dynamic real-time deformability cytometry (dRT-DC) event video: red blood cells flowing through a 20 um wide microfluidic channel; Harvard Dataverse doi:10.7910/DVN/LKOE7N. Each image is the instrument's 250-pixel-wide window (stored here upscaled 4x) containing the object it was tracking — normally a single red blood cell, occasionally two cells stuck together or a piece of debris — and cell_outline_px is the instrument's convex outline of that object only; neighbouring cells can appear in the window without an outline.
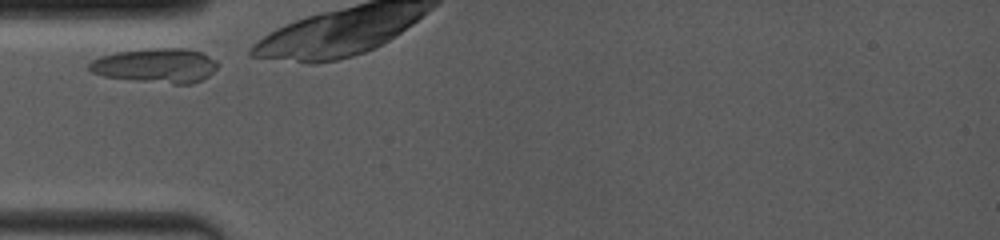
{"species": "common noctule bat (a hibernating species)", "species_latin": "Nyctalus noctula", "temperature_condition": "room temperature", "stored_images_in_passage": 5, "camera_frame_rate_fps": 4000, "um_per_image_px": 0.085, "animal": {"sex": "female", "body_mass_g": 19.0, "forearm_length_mm": 53.3}, "frame": {"image": 1, "passage_image": 1, "time_ms": 0.0, "image_size_px": [1000, 240], "cell_outline_px": [[220, 64], [208, 76], [192, 84], [172, 84], [104, 76], [92, 72], [88, 68], [88, 64], [92, 60], [100, 56], [116, 52], [156, 48], [188, 48], [204, 52], [216, 60]], "centroid_in_image_um": [13.3, 5.56], "position_along_channel_um": 71.7, "area_um2": 25.84}}